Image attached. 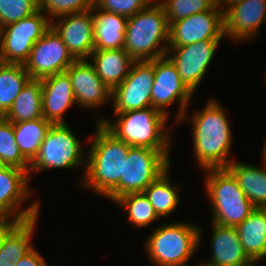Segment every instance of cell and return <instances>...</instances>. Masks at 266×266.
<instances>
[{
	"label": "cell",
	"mask_w": 266,
	"mask_h": 266,
	"mask_svg": "<svg viewBox=\"0 0 266 266\" xmlns=\"http://www.w3.org/2000/svg\"><path fill=\"white\" fill-rule=\"evenodd\" d=\"M95 125L94 133L85 140L90 146L87 151L85 174L79 186L114 202L119 198V182L123 176L124 159L131 146L117 139L101 123Z\"/></svg>",
	"instance_id": "7a4b0ae2"
},
{
	"label": "cell",
	"mask_w": 266,
	"mask_h": 266,
	"mask_svg": "<svg viewBox=\"0 0 266 266\" xmlns=\"http://www.w3.org/2000/svg\"><path fill=\"white\" fill-rule=\"evenodd\" d=\"M171 162V150L131 146L124 159L119 197L128 193L143 192L171 166Z\"/></svg>",
	"instance_id": "ba28073f"
},
{
	"label": "cell",
	"mask_w": 266,
	"mask_h": 266,
	"mask_svg": "<svg viewBox=\"0 0 266 266\" xmlns=\"http://www.w3.org/2000/svg\"><path fill=\"white\" fill-rule=\"evenodd\" d=\"M177 221L154 227L143 242L145 254L152 265L189 266V261L201 247L204 237L201 226Z\"/></svg>",
	"instance_id": "277c9868"
},
{
	"label": "cell",
	"mask_w": 266,
	"mask_h": 266,
	"mask_svg": "<svg viewBox=\"0 0 266 266\" xmlns=\"http://www.w3.org/2000/svg\"><path fill=\"white\" fill-rule=\"evenodd\" d=\"M42 114L52 124H67L66 112L76 106L71 78L67 72L42 78Z\"/></svg>",
	"instance_id": "d6986e66"
},
{
	"label": "cell",
	"mask_w": 266,
	"mask_h": 266,
	"mask_svg": "<svg viewBox=\"0 0 266 266\" xmlns=\"http://www.w3.org/2000/svg\"><path fill=\"white\" fill-rule=\"evenodd\" d=\"M39 216L20 221L4 238L0 248V262H17L24 257L35 246L33 244V235L35 225Z\"/></svg>",
	"instance_id": "4316f807"
},
{
	"label": "cell",
	"mask_w": 266,
	"mask_h": 266,
	"mask_svg": "<svg viewBox=\"0 0 266 266\" xmlns=\"http://www.w3.org/2000/svg\"><path fill=\"white\" fill-rule=\"evenodd\" d=\"M92 9L54 18L51 26L60 35L75 60H89L95 50Z\"/></svg>",
	"instance_id": "ac0fdd59"
},
{
	"label": "cell",
	"mask_w": 266,
	"mask_h": 266,
	"mask_svg": "<svg viewBox=\"0 0 266 266\" xmlns=\"http://www.w3.org/2000/svg\"><path fill=\"white\" fill-rule=\"evenodd\" d=\"M170 166L157 179H155L144 191L157 215L166 219L180 204V186L174 185L171 178Z\"/></svg>",
	"instance_id": "484cf974"
},
{
	"label": "cell",
	"mask_w": 266,
	"mask_h": 266,
	"mask_svg": "<svg viewBox=\"0 0 266 266\" xmlns=\"http://www.w3.org/2000/svg\"><path fill=\"white\" fill-rule=\"evenodd\" d=\"M188 110L176 124L191 123L194 159L202 170L208 168H226L233 160L231 146L233 134L231 124L222 104L210 98L201 111H194L191 116Z\"/></svg>",
	"instance_id": "6da1fadb"
},
{
	"label": "cell",
	"mask_w": 266,
	"mask_h": 266,
	"mask_svg": "<svg viewBox=\"0 0 266 266\" xmlns=\"http://www.w3.org/2000/svg\"><path fill=\"white\" fill-rule=\"evenodd\" d=\"M89 62L97 75L113 90L128 76L134 60L124 48L114 50H94Z\"/></svg>",
	"instance_id": "7402d4cb"
},
{
	"label": "cell",
	"mask_w": 266,
	"mask_h": 266,
	"mask_svg": "<svg viewBox=\"0 0 266 266\" xmlns=\"http://www.w3.org/2000/svg\"><path fill=\"white\" fill-rule=\"evenodd\" d=\"M204 192L211 205V221L224 226L242 223L256 207L226 168L204 169Z\"/></svg>",
	"instance_id": "8992f818"
},
{
	"label": "cell",
	"mask_w": 266,
	"mask_h": 266,
	"mask_svg": "<svg viewBox=\"0 0 266 266\" xmlns=\"http://www.w3.org/2000/svg\"><path fill=\"white\" fill-rule=\"evenodd\" d=\"M46 258L34 247L28 254L14 263V266H48Z\"/></svg>",
	"instance_id": "d590c367"
},
{
	"label": "cell",
	"mask_w": 266,
	"mask_h": 266,
	"mask_svg": "<svg viewBox=\"0 0 266 266\" xmlns=\"http://www.w3.org/2000/svg\"><path fill=\"white\" fill-rule=\"evenodd\" d=\"M262 155H263V159H262L263 160V163L266 164V140L264 142Z\"/></svg>",
	"instance_id": "f35d334b"
},
{
	"label": "cell",
	"mask_w": 266,
	"mask_h": 266,
	"mask_svg": "<svg viewBox=\"0 0 266 266\" xmlns=\"http://www.w3.org/2000/svg\"><path fill=\"white\" fill-rule=\"evenodd\" d=\"M114 203L127 213V219L136 229L149 227L160 219L143 192L128 193L117 198Z\"/></svg>",
	"instance_id": "f546056e"
},
{
	"label": "cell",
	"mask_w": 266,
	"mask_h": 266,
	"mask_svg": "<svg viewBox=\"0 0 266 266\" xmlns=\"http://www.w3.org/2000/svg\"><path fill=\"white\" fill-rule=\"evenodd\" d=\"M163 7L168 24L193 14L211 10L216 0H157Z\"/></svg>",
	"instance_id": "1f68e13d"
},
{
	"label": "cell",
	"mask_w": 266,
	"mask_h": 266,
	"mask_svg": "<svg viewBox=\"0 0 266 266\" xmlns=\"http://www.w3.org/2000/svg\"><path fill=\"white\" fill-rule=\"evenodd\" d=\"M154 64L134 61L128 76L112 90L113 113H125L151 107Z\"/></svg>",
	"instance_id": "7c38bea8"
},
{
	"label": "cell",
	"mask_w": 266,
	"mask_h": 266,
	"mask_svg": "<svg viewBox=\"0 0 266 266\" xmlns=\"http://www.w3.org/2000/svg\"><path fill=\"white\" fill-rule=\"evenodd\" d=\"M38 0H0V28L38 11Z\"/></svg>",
	"instance_id": "836d02e7"
},
{
	"label": "cell",
	"mask_w": 266,
	"mask_h": 266,
	"mask_svg": "<svg viewBox=\"0 0 266 266\" xmlns=\"http://www.w3.org/2000/svg\"><path fill=\"white\" fill-rule=\"evenodd\" d=\"M256 166L234 159L226 169L256 208H266V164Z\"/></svg>",
	"instance_id": "cb8c5ba5"
},
{
	"label": "cell",
	"mask_w": 266,
	"mask_h": 266,
	"mask_svg": "<svg viewBox=\"0 0 266 266\" xmlns=\"http://www.w3.org/2000/svg\"><path fill=\"white\" fill-rule=\"evenodd\" d=\"M224 36V12L215 5L211 10L169 24L168 47H179L203 40H223Z\"/></svg>",
	"instance_id": "9a60e30c"
},
{
	"label": "cell",
	"mask_w": 266,
	"mask_h": 266,
	"mask_svg": "<svg viewBox=\"0 0 266 266\" xmlns=\"http://www.w3.org/2000/svg\"><path fill=\"white\" fill-rule=\"evenodd\" d=\"M42 79L30 78L4 118L12 123L43 118Z\"/></svg>",
	"instance_id": "d4e9b609"
},
{
	"label": "cell",
	"mask_w": 266,
	"mask_h": 266,
	"mask_svg": "<svg viewBox=\"0 0 266 266\" xmlns=\"http://www.w3.org/2000/svg\"><path fill=\"white\" fill-rule=\"evenodd\" d=\"M211 258L204 266H256L244 252L237 228L212 222Z\"/></svg>",
	"instance_id": "ffe728a7"
},
{
	"label": "cell",
	"mask_w": 266,
	"mask_h": 266,
	"mask_svg": "<svg viewBox=\"0 0 266 266\" xmlns=\"http://www.w3.org/2000/svg\"><path fill=\"white\" fill-rule=\"evenodd\" d=\"M236 228L249 259L256 265L266 258V208H256Z\"/></svg>",
	"instance_id": "603a6c76"
},
{
	"label": "cell",
	"mask_w": 266,
	"mask_h": 266,
	"mask_svg": "<svg viewBox=\"0 0 266 266\" xmlns=\"http://www.w3.org/2000/svg\"><path fill=\"white\" fill-rule=\"evenodd\" d=\"M0 266H14V262H8V263L0 262Z\"/></svg>",
	"instance_id": "ab89813d"
},
{
	"label": "cell",
	"mask_w": 266,
	"mask_h": 266,
	"mask_svg": "<svg viewBox=\"0 0 266 266\" xmlns=\"http://www.w3.org/2000/svg\"><path fill=\"white\" fill-rule=\"evenodd\" d=\"M113 116L116 117L115 121L102 115H98L95 120L129 146L156 150L172 149L173 132L167 126L169 118L159 110L148 107L125 113H113Z\"/></svg>",
	"instance_id": "3957f363"
},
{
	"label": "cell",
	"mask_w": 266,
	"mask_h": 266,
	"mask_svg": "<svg viewBox=\"0 0 266 266\" xmlns=\"http://www.w3.org/2000/svg\"><path fill=\"white\" fill-rule=\"evenodd\" d=\"M266 23V0H243L224 11L226 39L234 43L253 41Z\"/></svg>",
	"instance_id": "e0dca14e"
},
{
	"label": "cell",
	"mask_w": 266,
	"mask_h": 266,
	"mask_svg": "<svg viewBox=\"0 0 266 266\" xmlns=\"http://www.w3.org/2000/svg\"><path fill=\"white\" fill-rule=\"evenodd\" d=\"M168 40L169 24L157 0L128 17L123 48L134 61H151L165 56Z\"/></svg>",
	"instance_id": "5b68a950"
},
{
	"label": "cell",
	"mask_w": 266,
	"mask_h": 266,
	"mask_svg": "<svg viewBox=\"0 0 266 266\" xmlns=\"http://www.w3.org/2000/svg\"><path fill=\"white\" fill-rule=\"evenodd\" d=\"M0 164L18 167L28 174L30 172L31 163L16 144L13 123L5 118L0 121Z\"/></svg>",
	"instance_id": "4dcf8cb0"
},
{
	"label": "cell",
	"mask_w": 266,
	"mask_h": 266,
	"mask_svg": "<svg viewBox=\"0 0 266 266\" xmlns=\"http://www.w3.org/2000/svg\"><path fill=\"white\" fill-rule=\"evenodd\" d=\"M221 40H203L179 47H168L167 56L176 65L181 80L195 94L207 74Z\"/></svg>",
	"instance_id": "5bb4252c"
},
{
	"label": "cell",
	"mask_w": 266,
	"mask_h": 266,
	"mask_svg": "<svg viewBox=\"0 0 266 266\" xmlns=\"http://www.w3.org/2000/svg\"><path fill=\"white\" fill-rule=\"evenodd\" d=\"M95 0H38V8L52 21L54 18L91 10Z\"/></svg>",
	"instance_id": "d6a6232c"
},
{
	"label": "cell",
	"mask_w": 266,
	"mask_h": 266,
	"mask_svg": "<svg viewBox=\"0 0 266 266\" xmlns=\"http://www.w3.org/2000/svg\"><path fill=\"white\" fill-rule=\"evenodd\" d=\"M17 219L0 216V248L6 235L19 223Z\"/></svg>",
	"instance_id": "8d00e7d4"
},
{
	"label": "cell",
	"mask_w": 266,
	"mask_h": 266,
	"mask_svg": "<svg viewBox=\"0 0 266 266\" xmlns=\"http://www.w3.org/2000/svg\"><path fill=\"white\" fill-rule=\"evenodd\" d=\"M155 0H95V5L104 11L132 17L147 8Z\"/></svg>",
	"instance_id": "e575fe53"
},
{
	"label": "cell",
	"mask_w": 266,
	"mask_h": 266,
	"mask_svg": "<svg viewBox=\"0 0 266 266\" xmlns=\"http://www.w3.org/2000/svg\"><path fill=\"white\" fill-rule=\"evenodd\" d=\"M243 0H216V5L224 12L228 7Z\"/></svg>",
	"instance_id": "74e56055"
},
{
	"label": "cell",
	"mask_w": 266,
	"mask_h": 266,
	"mask_svg": "<svg viewBox=\"0 0 266 266\" xmlns=\"http://www.w3.org/2000/svg\"><path fill=\"white\" fill-rule=\"evenodd\" d=\"M66 72L71 78L78 108L93 110L112 104V90L97 75L89 60H75Z\"/></svg>",
	"instance_id": "2e32d148"
},
{
	"label": "cell",
	"mask_w": 266,
	"mask_h": 266,
	"mask_svg": "<svg viewBox=\"0 0 266 266\" xmlns=\"http://www.w3.org/2000/svg\"><path fill=\"white\" fill-rule=\"evenodd\" d=\"M29 79L30 75L24 65L0 62V113L3 116Z\"/></svg>",
	"instance_id": "f1b7e54d"
},
{
	"label": "cell",
	"mask_w": 266,
	"mask_h": 266,
	"mask_svg": "<svg viewBox=\"0 0 266 266\" xmlns=\"http://www.w3.org/2000/svg\"><path fill=\"white\" fill-rule=\"evenodd\" d=\"M51 27V20L38 10L31 16L0 28V62L24 64L31 49Z\"/></svg>",
	"instance_id": "30bf717a"
},
{
	"label": "cell",
	"mask_w": 266,
	"mask_h": 266,
	"mask_svg": "<svg viewBox=\"0 0 266 266\" xmlns=\"http://www.w3.org/2000/svg\"><path fill=\"white\" fill-rule=\"evenodd\" d=\"M87 152L80 139L68 124H52L43 140L40 151L31 163L29 177L32 174L53 169H75L83 167L79 182L82 183L86 170Z\"/></svg>",
	"instance_id": "52a82bcc"
},
{
	"label": "cell",
	"mask_w": 266,
	"mask_h": 266,
	"mask_svg": "<svg viewBox=\"0 0 266 266\" xmlns=\"http://www.w3.org/2000/svg\"><path fill=\"white\" fill-rule=\"evenodd\" d=\"M29 174L18 167L0 166V216L26 221L39 216L41 201L34 200L28 207L24 202L34 193ZM23 203V205H22Z\"/></svg>",
	"instance_id": "8fae6325"
},
{
	"label": "cell",
	"mask_w": 266,
	"mask_h": 266,
	"mask_svg": "<svg viewBox=\"0 0 266 266\" xmlns=\"http://www.w3.org/2000/svg\"><path fill=\"white\" fill-rule=\"evenodd\" d=\"M92 14L95 50L123 48L128 18L99 9L96 5Z\"/></svg>",
	"instance_id": "44dd1931"
},
{
	"label": "cell",
	"mask_w": 266,
	"mask_h": 266,
	"mask_svg": "<svg viewBox=\"0 0 266 266\" xmlns=\"http://www.w3.org/2000/svg\"><path fill=\"white\" fill-rule=\"evenodd\" d=\"M4 118V116L0 113V121Z\"/></svg>",
	"instance_id": "60d3db41"
},
{
	"label": "cell",
	"mask_w": 266,
	"mask_h": 266,
	"mask_svg": "<svg viewBox=\"0 0 266 266\" xmlns=\"http://www.w3.org/2000/svg\"><path fill=\"white\" fill-rule=\"evenodd\" d=\"M52 123L44 118L13 123L16 144L22 155L32 163Z\"/></svg>",
	"instance_id": "83f0119b"
},
{
	"label": "cell",
	"mask_w": 266,
	"mask_h": 266,
	"mask_svg": "<svg viewBox=\"0 0 266 266\" xmlns=\"http://www.w3.org/2000/svg\"><path fill=\"white\" fill-rule=\"evenodd\" d=\"M154 64V82L151 93V107L170 117L168 107L177 102L174 125L189 109L194 93L181 80L176 65L165 55L151 60Z\"/></svg>",
	"instance_id": "9c48e42d"
},
{
	"label": "cell",
	"mask_w": 266,
	"mask_h": 266,
	"mask_svg": "<svg viewBox=\"0 0 266 266\" xmlns=\"http://www.w3.org/2000/svg\"><path fill=\"white\" fill-rule=\"evenodd\" d=\"M75 61L60 35L51 26L34 43L28 59L23 64L30 78L42 79L57 73L66 72Z\"/></svg>",
	"instance_id": "4fadbf2b"
}]
</instances>
